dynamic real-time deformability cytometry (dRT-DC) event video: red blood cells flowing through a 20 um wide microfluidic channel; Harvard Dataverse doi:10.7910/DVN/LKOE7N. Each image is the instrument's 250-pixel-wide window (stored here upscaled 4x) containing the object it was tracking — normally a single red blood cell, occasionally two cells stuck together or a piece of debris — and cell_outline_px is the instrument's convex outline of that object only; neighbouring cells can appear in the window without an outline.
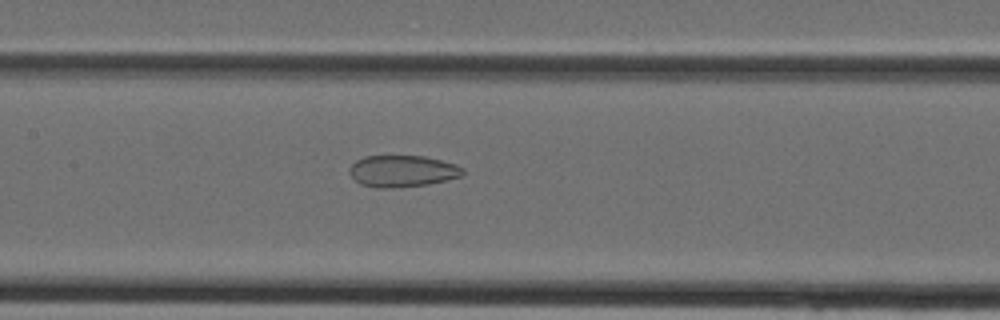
{"species": "Egyptian fruit bat (a non-hibernating species)", "species_latin": "Rousettus aegyptiacus", "temperature_condition": "cold", "stored_images_in_passage": 34, "camera_frame_rate_fps": 3000, "um_per_image_px": 0.085, "animal": {"sex": "female"}, "frame": {"image": 1, "passage_image": 14, "time_ms": 4.333, "image_size_px": [1000, 320], "cell_outline_px": [[464, 172], [460, 176], [448, 180], [428, 184], [392, 188], [376, 188], [360, 184], [348, 172], [348, 168], [356, 160], [364, 156], [424, 156], [456, 164], [464, 168]], "centroid_in_image_um": [34.19, 14.54], "position_along_channel_um": 173.2, "area_um2": 20.98}}
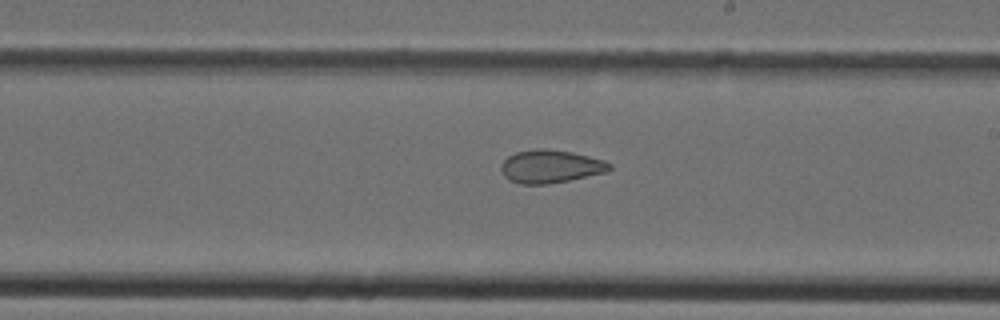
{"frame": {"image": 2, "passage_image": 18, "time_ms": 5.667, "image_size_px": [1000, 320], "cell_outline_px": [[612, 168], [604, 172], [568, 180], [548, 184], [520, 184], [508, 180], [504, 176], [500, 168], [500, 164], [508, 156], [516, 152], [536, 148], [548, 148], [572, 152], [604, 160], [612, 164]], "centroid_in_image_um": [46.75, 14.14], "position_along_channel_um": 242.2, "area_um2": 20.92}}
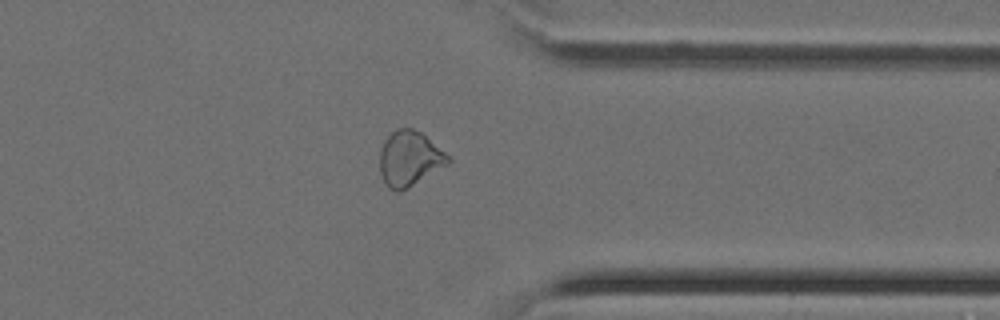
{"frame": {"image": 3, "passage_image": 26, "time_ms": 8.333, "image_size_px": [1000, 320], "cell_outline_px": [[452, 160], [448, 164], [400, 192], [396, 192], [388, 188], [384, 184], [380, 172], [380, 148], [384, 140], [396, 128], [412, 128], [420, 132], [444, 152]], "centroid_in_image_um": [34.76, 13.49], "position_along_channel_um": 376.6, "area_um2": 21.73}}